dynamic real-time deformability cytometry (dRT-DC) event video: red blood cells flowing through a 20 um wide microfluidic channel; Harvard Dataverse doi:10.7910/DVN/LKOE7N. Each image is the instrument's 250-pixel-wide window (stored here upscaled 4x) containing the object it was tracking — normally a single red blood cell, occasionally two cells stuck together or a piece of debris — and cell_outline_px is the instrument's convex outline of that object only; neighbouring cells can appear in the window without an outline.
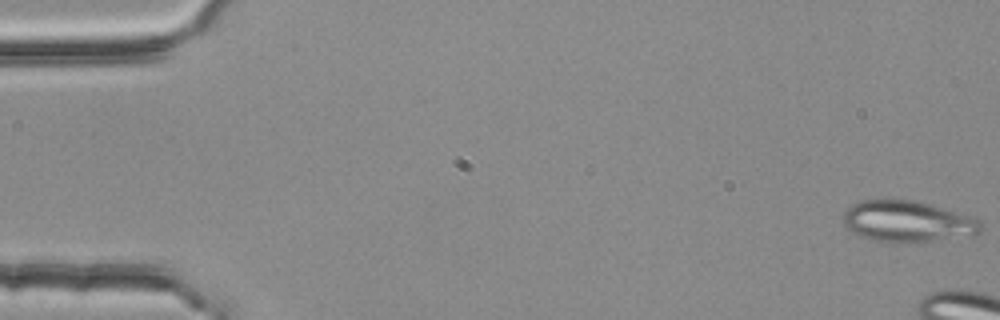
{"species": "common noctule bat (a hibernating species)", "species_latin": "Nyctalus noctula", "temperature_condition": "room temperature", "stored_images_in_passage": 8, "camera_frame_rate_fps": 3000, "um_per_image_px": 0.085, "animal": {"sex": "female", "body_mass_g": 25.1}, "frame": {"image": 1, "passage_image": 1, "time_ms": 0.0, "image_size_px": [1000, 320], "cell_outline_px": [[980, 232], [972, 236], [908, 244], [868, 240], [852, 232], [840, 220], [840, 216], [848, 204], [860, 200], [912, 200], [928, 204], [956, 212], [980, 220]], "centroid_in_image_um": [77.04, 18.85], "position_along_channel_um": 8.0, "area_um2": 33.64}}